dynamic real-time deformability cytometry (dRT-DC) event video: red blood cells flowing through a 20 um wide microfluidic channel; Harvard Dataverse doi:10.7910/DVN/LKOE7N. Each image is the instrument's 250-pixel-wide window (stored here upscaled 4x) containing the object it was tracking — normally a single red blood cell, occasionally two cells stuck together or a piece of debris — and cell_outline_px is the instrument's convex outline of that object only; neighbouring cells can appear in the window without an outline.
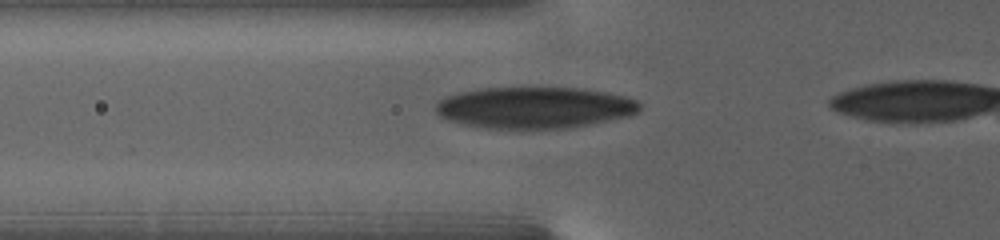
{"species": "human", "species_latin": "Homo sapiens", "temperature_condition": "warm", "stored_images_in_passage": 43, "camera_frame_rate_fps": 3000, "um_per_image_px": 0.085, "donor": {"sex": "female"}, "frame": {"image": 1, "passage_image": 9, "time_ms": 3.0, "image_size_px": [1000, 240], "cell_outline_px": [[640, 108], [636, 112], [628, 116], [592, 124], [572, 128], [520, 132], [484, 128], [464, 124], [448, 120], [440, 116], [436, 112], [436, 104], [440, 100], [448, 96], [460, 92], [480, 88], [584, 88], [624, 96], [636, 100], [640, 104]], "centroid_in_image_um": [45.41, 9.19], "position_along_channel_um": 80.4, "area_um2": 50.34}}
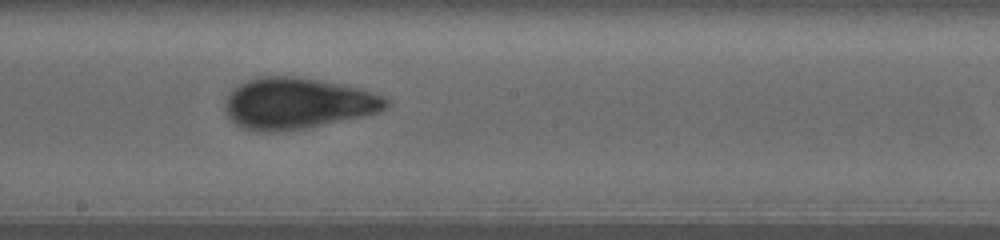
{"frame": {"image": 2, "passage_image": 23, "time_ms": 8.333, "image_size_px": [1000, 240], "cell_outline_px": [[392, 104], [380, 112], [364, 116], [304, 128], [276, 132], [256, 132], [244, 128], [236, 124], [224, 112], [224, 104], [228, 92], [232, 88], [244, 80], [256, 76], [296, 76], [340, 84], [360, 88], [384, 96]], "centroid_in_image_um": [25.25, 8.78], "position_along_channel_um": 223.0, "area_um2": 48.55}}
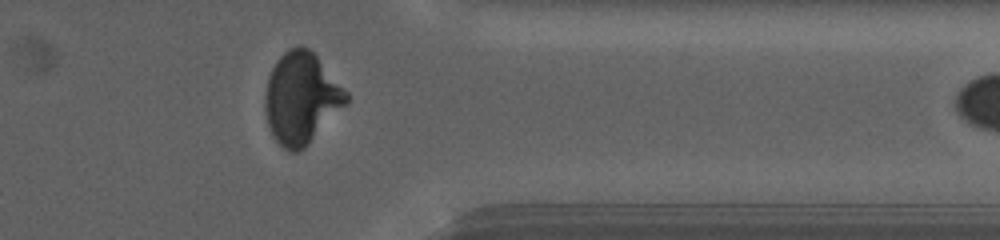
{"frame": {"image": 3, "passage_image": 39, "time_ms": 14.667, "image_size_px": [1000, 240], "cell_outline_px": [[348, 104], [304, 148], [296, 152], [288, 152], [272, 136], [268, 124], [264, 108], [264, 96], [268, 76], [276, 60], [288, 48], [300, 44], [308, 48], [316, 56], [348, 92]], "centroid_in_image_um": [25.6, 8.34], "position_along_channel_um": 385.8, "area_um2": 43.41}}